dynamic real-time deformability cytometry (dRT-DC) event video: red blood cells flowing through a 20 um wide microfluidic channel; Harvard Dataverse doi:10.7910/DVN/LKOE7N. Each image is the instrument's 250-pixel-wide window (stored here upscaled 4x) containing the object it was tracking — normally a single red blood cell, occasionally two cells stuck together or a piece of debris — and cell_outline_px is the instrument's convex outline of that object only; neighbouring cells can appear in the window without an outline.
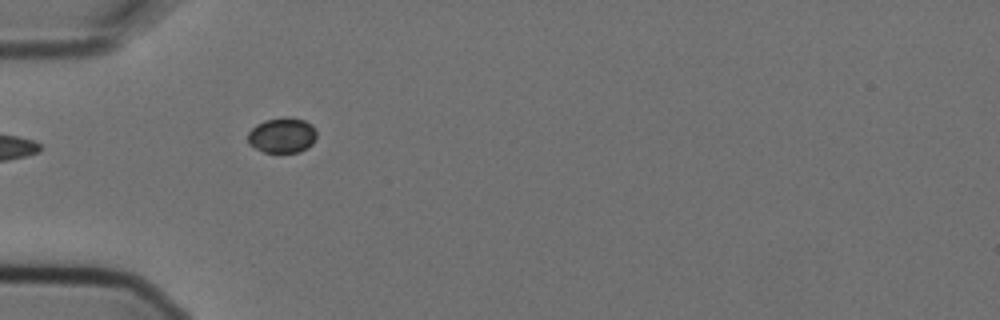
{"species": "Egyptian fruit bat (a non-hibernating species)", "species_latin": "Rousettus aegyptiacus", "temperature_condition": "cold", "stored_images_in_passage": 11, "segment_of_instrument_passage": [2, 2], "camera_frame_rate_fps": 3000, "um_per_image_px": 0.085, "animal": {"sex": "female"}, "frame": {"image": 1, "passage_image": 5, "time_ms": 1.333, "image_size_px": [1000, 320], "cell_outline_px": [[316, 136], [312, 144], [308, 148], [300, 152], [264, 152], [248, 144], [248, 132], [256, 124], [264, 120], [284, 116], [288, 116], [304, 120], [312, 124], [316, 128]], "centroid_in_image_um": [24.0, 11.48], "position_along_channel_um": 61.0, "area_um2": 14.39}}
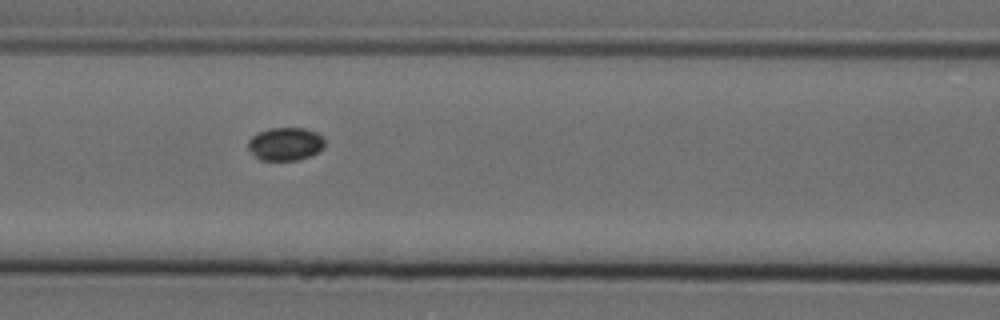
{"frame": {"image": 2, "passage_image": 7, "time_ms": 2.0, "image_size_px": [1000, 320], "cell_outline_px": [[324, 148], [308, 156], [296, 160], [260, 160], [248, 148], [248, 140], [252, 136], [268, 128], [304, 128], [316, 132], [324, 136]], "centroid_in_image_um": [24.27, 12.22], "position_along_channel_um": 142.3, "area_um2": 14.68}}
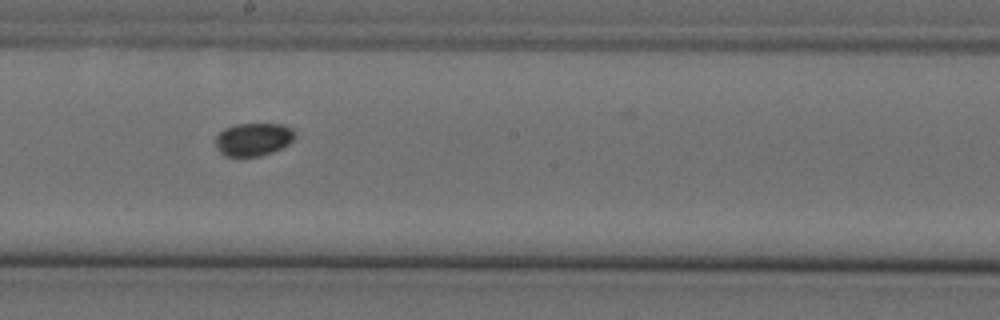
{"frame": {"image": 3, "passage_image": 9, "time_ms": 2.667, "image_size_px": [1000, 320], "cell_outline_px": [[296, 136], [288, 144], [272, 152], [260, 156], [224, 156], [216, 148], [216, 136], [224, 128], [236, 124], [284, 124], [292, 128], [296, 132]], "centroid_in_image_um": [21.54, 11.83], "position_along_channel_um": 226.7, "area_um2": 15.32}}